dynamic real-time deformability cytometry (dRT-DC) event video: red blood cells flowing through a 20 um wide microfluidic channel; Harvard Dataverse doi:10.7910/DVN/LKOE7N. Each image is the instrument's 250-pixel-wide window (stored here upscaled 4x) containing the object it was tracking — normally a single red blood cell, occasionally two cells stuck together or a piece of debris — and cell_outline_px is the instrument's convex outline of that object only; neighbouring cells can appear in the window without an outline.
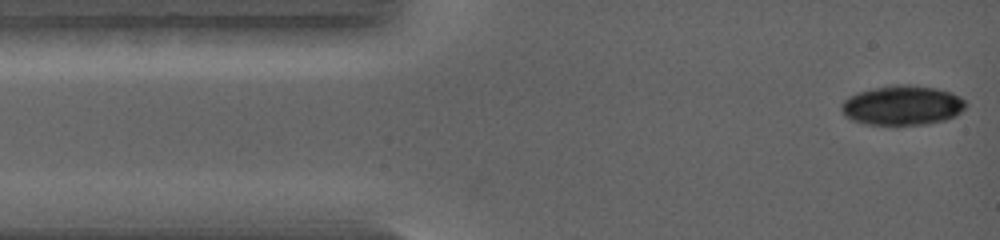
{"species": "common noctule bat (a hibernating species)", "species_latin": "Nyctalus noctula", "temperature_condition": "warm", "stored_images_in_passage": 9, "camera_frame_rate_fps": 5000, "um_per_image_px": 0.085, "animal": {"sex": "female", "body_mass_g": 19.0, "forearm_length_mm": 56.7}, "frame": {"image": 1, "passage_image": 1, "time_ms": 0.0, "image_size_px": [1000, 240], "cell_outline_px": [[968, 104], [956, 116], [944, 120], [928, 124], [864, 124], [852, 120], [844, 116], [840, 108], [840, 104], [848, 96], [856, 92], [872, 88], [896, 84], [908, 84], [936, 88], [952, 92], [960, 96]], "centroid_in_image_um": [76.68, 8.94], "position_along_channel_um": 8.3, "area_um2": 29.02}}